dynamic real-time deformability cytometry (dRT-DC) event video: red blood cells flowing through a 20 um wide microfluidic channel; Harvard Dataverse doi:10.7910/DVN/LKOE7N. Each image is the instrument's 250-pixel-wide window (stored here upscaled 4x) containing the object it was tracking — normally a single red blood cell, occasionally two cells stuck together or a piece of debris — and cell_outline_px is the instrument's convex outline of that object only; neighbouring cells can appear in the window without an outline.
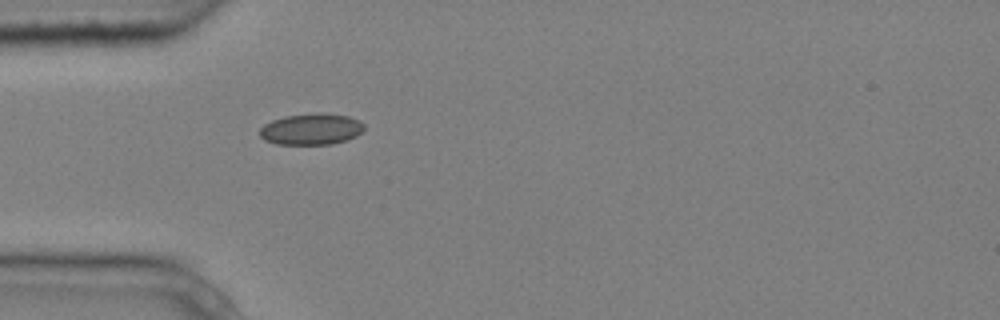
{"species": "common noctule bat (a hibernating species)", "species_latin": "Nyctalus noctula", "temperature_condition": "cold", "stored_images_in_passage": 1, "camera_frame_rate_fps": 3000, "um_per_image_px": 0.085, "animal": {"sex": "male", "body_mass_g": 20.4}, "frame": {"image": 1, "passage_image": 1, "time_ms": 0.0, "image_size_px": [1000, 320], "cell_outline_px": [[364, 128], [356, 136], [348, 140], [332, 144], [276, 144], [264, 140], [260, 136], [260, 128], [264, 124], [272, 120], [284, 116], [316, 112], [320, 112], [348, 116], [364, 124]], "centroid_in_image_um": [26.43, 10.97], "position_along_channel_um": 58.6, "area_um2": 19.13}}